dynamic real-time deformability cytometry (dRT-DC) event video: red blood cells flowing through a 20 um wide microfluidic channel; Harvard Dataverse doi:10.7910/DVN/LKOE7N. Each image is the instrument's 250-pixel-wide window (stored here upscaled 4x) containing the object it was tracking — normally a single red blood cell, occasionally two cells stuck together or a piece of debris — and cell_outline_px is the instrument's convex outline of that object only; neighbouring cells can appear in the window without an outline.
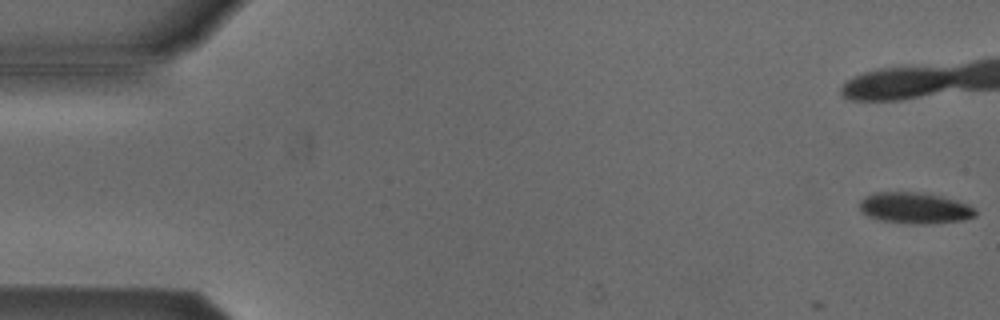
{"species": "Egyptian fruit bat (a non-hibernating species)", "species_latin": "Rousettus aegyptiacus", "temperature_condition": "cold", "stored_images_in_passage": 4, "camera_frame_rate_fps": 3000, "um_per_image_px": 0.085, "animal": {"sex": "male"}, "frame": {"image": 1, "passage_image": 1, "time_ms": 0.0, "image_size_px": [1000, 320], "cell_outline_px": [[976, 216], [964, 220], [924, 224], [912, 224], [880, 220], [868, 216], [860, 212], [860, 200], [864, 196], [876, 192], [916, 192], [940, 196], [956, 200], [968, 204], [976, 212]], "centroid_in_image_um": [77.72, 17.68], "position_along_channel_um": 7.3, "area_um2": 20.98}}